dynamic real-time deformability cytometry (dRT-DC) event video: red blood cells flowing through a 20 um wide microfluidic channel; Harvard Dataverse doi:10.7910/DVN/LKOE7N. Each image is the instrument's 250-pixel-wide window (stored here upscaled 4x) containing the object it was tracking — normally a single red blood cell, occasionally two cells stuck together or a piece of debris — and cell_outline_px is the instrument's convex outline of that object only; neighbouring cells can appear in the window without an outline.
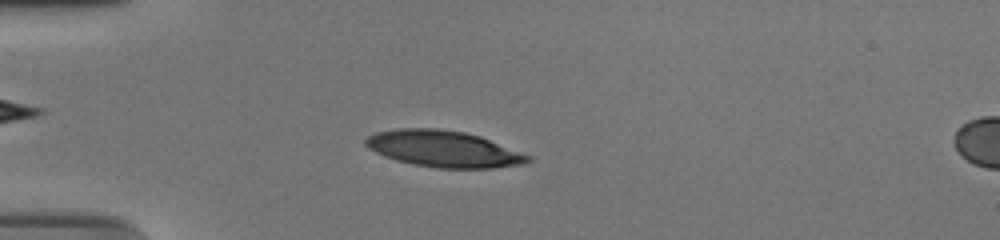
{"species": "human", "species_latin": "Homo sapiens", "temperature_condition": "cold", "stored_images_in_passage": 55, "camera_frame_rate_fps": 3000, "um_per_image_px": 0.085, "donor": {"sex": "male"}, "frame": {"image": 1, "passage_image": 15, "time_ms": 4.667, "image_size_px": [1000, 240], "cell_outline_px": [[532, 160], [528, 164], [492, 168], [436, 168], [412, 164], [396, 160], [384, 156], [368, 148], [364, 144], [364, 140], [368, 136], [376, 132], [400, 128], [436, 128], [464, 132], [480, 136], [532, 156]], "centroid_in_image_um": [37.73, 12.66], "position_along_channel_um": 47.3, "area_um2": 34.62}}
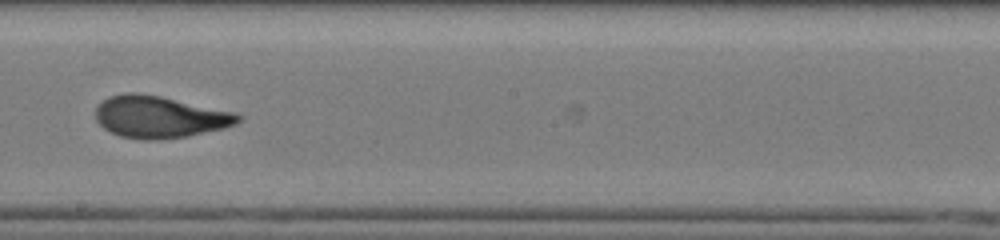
{"frame": {"image": 2, "passage_image": 32, "time_ms": 10.333, "image_size_px": [1000, 240], "cell_outline_px": [[244, 116], [236, 124], [224, 128], [188, 136], [160, 140], [144, 140], [120, 136], [104, 128], [96, 120], [96, 108], [108, 96], [124, 92], [136, 92], [160, 96], [236, 112]], "centroid_in_image_um": [13.59, 9.94], "position_along_channel_um": 234.6, "area_um2": 34.97}}
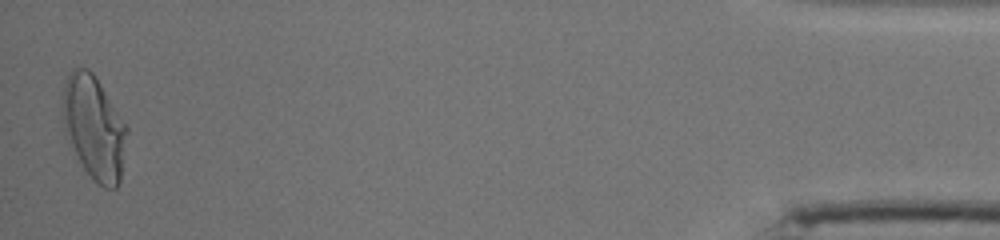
{"frame": {"image": 3, "passage_image": 54, "time_ms": 17.667, "image_size_px": [1000, 240], "cell_outline_px": [[128, 132], [120, 180], [116, 188], [104, 188], [84, 168], [64, 136], [60, 112], [60, 104], [64, 84], [72, 68], [88, 68], [96, 76], [128, 128]], "centroid_in_image_um": [7.95, 10.8], "position_along_channel_um": 427.3, "area_um2": 39.19}, "authors_computed_cell_mechanics": {"area_um2": 34.2754, "velocity_mm_per_s": 3.7366, "shape_relaxation_time_tau1_ms": 5.22, "shape_relaxation_time_tau2_ms": 1.2634, "deformation_change_tau1": 0.2103, "deformation_change_tau2": 0.0833}}